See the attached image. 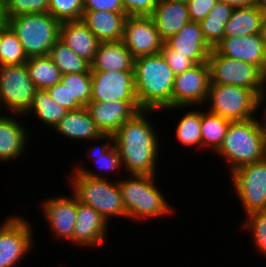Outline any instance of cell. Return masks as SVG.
Segmentation results:
<instances>
[{
  "label": "cell",
  "instance_id": "1",
  "mask_svg": "<svg viewBox=\"0 0 266 267\" xmlns=\"http://www.w3.org/2000/svg\"><path fill=\"white\" fill-rule=\"evenodd\" d=\"M155 110L138 111L113 135L122 166L130 174L156 175L159 136L147 117ZM147 117H146V115ZM155 129V130H154Z\"/></svg>",
  "mask_w": 266,
  "mask_h": 267
},
{
  "label": "cell",
  "instance_id": "2",
  "mask_svg": "<svg viewBox=\"0 0 266 267\" xmlns=\"http://www.w3.org/2000/svg\"><path fill=\"white\" fill-rule=\"evenodd\" d=\"M134 78L141 110H172L175 75L161 53L135 58Z\"/></svg>",
  "mask_w": 266,
  "mask_h": 267
},
{
  "label": "cell",
  "instance_id": "3",
  "mask_svg": "<svg viewBox=\"0 0 266 267\" xmlns=\"http://www.w3.org/2000/svg\"><path fill=\"white\" fill-rule=\"evenodd\" d=\"M257 118L232 121L222 145L215 153L229 164L230 173L266 158V132L263 122Z\"/></svg>",
  "mask_w": 266,
  "mask_h": 267
},
{
  "label": "cell",
  "instance_id": "4",
  "mask_svg": "<svg viewBox=\"0 0 266 267\" xmlns=\"http://www.w3.org/2000/svg\"><path fill=\"white\" fill-rule=\"evenodd\" d=\"M155 175L130 174L129 179H118L127 218L146 220L173 214L165 196L157 188Z\"/></svg>",
  "mask_w": 266,
  "mask_h": 267
},
{
  "label": "cell",
  "instance_id": "5",
  "mask_svg": "<svg viewBox=\"0 0 266 267\" xmlns=\"http://www.w3.org/2000/svg\"><path fill=\"white\" fill-rule=\"evenodd\" d=\"M73 194L79 202L92 207L109 223L110 218H127L118 181L113 183L107 179L89 178L80 172L71 173Z\"/></svg>",
  "mask_w": 266,
  "mask_h": 267
},
{
  "label": "cell",
  "instance_id": "6",
  "mask_svg": "<svg viewBox=\"0 0 266 267\" xmlns=\"http://www.w3.org/2000/svg\"><path fill=\"white\" fill-rule=\"evenodd\" d=\"M61 22L50 13L24 14L8 18L28 58L48 56L59 39Z\"/></svg>",
  "mask_w": 266,
  "mask_h": 267
},
{
  "label": "cell",
  "instance_id": "7",
  "mask_svg": "<svg viewBox=\"0 0 266 267\" xmlns=\"http://www.w3.org/2000/svg\"><path fill=\"white\" fill-rule=\"evenodd\" d=\"M208 63L212 84L240 86L253 90L261 99L266 94V74L257 66L221 55L215 48Z\"/></svg>",
  "mask_w": 266,
  "mask_h": 267
},
{
  "label": "cell",
  "instance_id": "8",
  "mask_svg": "<svg viewBox=\"0 0 266 267\" xmlns=\"http://www.w3.org/2000/svg\"><path fill=\"white\" fill-rule=\"evenodd\" d=\"M207 102L210 113L230 121H244L255 118L261 98L251 89L210 82Z\"/></svg>",
  "mask_w": 266,
  "mask_h": 267
},
{
  "label": "cell",
  "instance_id": "9",
  "mask_svg": "<svg viewBox=\"0 0 266 267\" xmlns=\"http://www.w3.org/2000/svg\"><path fill=\"white\" fill-rule=\"evenodd\" d=\"M36 91L26 64L0 66V107L3 105L7 108L11 116L13 113L14 116H25L32 106Z\"/></svg>",
  "mask_w": 266,
  "mask_h": 267
},
{
  "label": "cell",
  "instance_id": "10",
  "mask_svg": "<svg viewBox=\"0 0 266 267\" xmlns=\"http://www.w3.org/2000/svg\"><path fill=\"white\" fill-rule=\"evenodd\" d=\"M230 178L241 205L249 215L266 210V158L234 170Z\"/></svg>",
  "mask_w": 266,
  "mask_h": 267
},
{
  "label": "cell",
  "instance_id": "11",
  "mask_svg": "<svg viewBox=\"0 0 266 267\" xmlns=\"http://www.w3.org/2000/svg\"><path fill=\"white\" fill-rule=\"evenodd\" d=\"M33 230L29 220L13 215L0 227V267H16L33 248Z\"/></svg>",
  "mask_w": 266,
  "mask_h": 267
},
{
  "label": "cell",
  "instance_id": "12",
  "mask_svg": "<svg viewBox=\"0 0 266 267\" xmlns=\"http://www.w3.org/2000/svg\"><path fill=\"white\" fill-rule=\"evenodd\" d=\"M211 82L208 62L195 64L192 68L175 76L172 92V108L201 106L207 101Z\"/></svg>",
  "mask_w": 266,
  "mask_h": 267
},
{
  "label": "cell",
  "instance_id": "13",
  "mask_svg": "<svg viewBox=\"0 0 266 267\" xmlns=\"http://www.w3.org/2000/svg\"><path fill=\"white\" fill-rule=\"evenodd\" d=\"M90 102L138 101L134 70L91 71Z\"/></svg>",
  "mask_w": 266,
  "mask_h": 267
},
{
  "label": "cell",
  "instance_id": "14",
  "mask_svg": "<svg viewBox=\"0 0 266 267\" xmlns=\"http://www.w3.org/2000/svg\"><path fill=\"white\" fill-rule=\"evenodd\" d=\"M122 42L134 58L159 54L164 40L150 16H128Z\"/></svg>",
  "mask_w": 266,
  "mask_h": 267
},
{
  "label": "cell",
  "instance_id": "15",
  "mask_svg": "<svg viewBox=\"0 0 266 267\" xmlns=\"http://www.w3.org/2000/svg\"><path fill=\"white\" fill-rule=\"evenodd\" d=\"M41 204L44 217H46L49 228L52 229L53 236L73 243L75 220L77 218V198L73 194L72 197L60 195L58 197H48Z\"/></svg>",
  "mask_w": 266,
  "mask_h": 267
},
{
  "label": "cell",
  "instance_id": "16",
  "mask_svg": "<svg viewBox=\"0 0 266 267\" xmlns=\"http://www.w3.org/2000/svg\"><path fill=\"white\" fill-rule=\"evenodd\" d=\"M102 134L114 135L122 124L141 111L138 101L89 102L86 106Z\"/></svg>",
  "mask_w": 266,
  "mask_h": 267
},
{
  "label": "cell",
  "instance_id": "17",
  "mask_svg": "<svg viewBox=\"0 0 266 267\" xmlns=\"http://www.w3.org/2000/svg\"><path fill=\"white\" fill-rule=\"evenodd\" d=\"M214 48L221 55L257 66L266 74V51L260 33L224 37Z\"/></svg>",
  "mask_w": 266,
  "mask_h": 267
},
{
  "label": "cell",
  "instance_id": "18",
  "mask_svg": "<svg viewBox=\"0 0 266 267\" xmlns=\"http://www.w3.org/2000/svg\"><path fill=\"white\" fill-rule=\"evenodd\" d=\"M76 215L73 244L85 248L105 244L109 223L103 216L92 207L79 202L78 199Z\"/></svg>",
  "mask_w": 266,
  "mask_h": 267
},
{
  "label": "cell",
  "instance_id": "19",
  "mask_svg": "<svg viewBox=\"0 0 266 267\" xmlns=\"http://www.w3.org/2000/svg\"><path fill=\"white\" fill-rule=\"evenodd\" d=\"M178 54L186 55L195 64L208 62L212 47L205 40L199 22H188L177 34L164 42Z\"/></svg>",
  "mask_w": 266,
  "mask_h": 267
},
{
  "label": "cell",
  "instance_id": "20",
  "mask_svg": "<svg viewBox=\"0 0 266 267\" xmlns=\"http://www.w3.org/2000/svg\"><path fill=\"white\" fill-rule=\"evenodd\" d=\"M59 40L90 64L100 43L82 20L61 22Z\"/></svg>",
  "mask_w": 266,
  "mask_h": 267
},
{
  "label": "cell",
  "instance_id": "21",
  "mask_svg": "<svg viewBox=\"0 0 266 267\" xmlns=\"http://www.w3.org/2000/svg\"><path fill=\"white\" fill-rule=\"evenodd\" d=\"M127 17L125 12L84 10L82 21L100 42L121 41Z\"/></svg>",
  "mask_w": 266,
  "mask_h": 267
},
{
  "label": "cell",
  "instance_id": "22",
  "mask_svg": "<svg viewBox=\"0 0 266 267\" xmlns=\"http://www.w3.org/2000/svg\"><path fill=\"white\" fill-rule=\"evenodd\" d=\"M150 17L164 41L177 34L191 21L187 4L170 0H158Z\"/></svg>",
  "mask_w": 266,
  "mask_h": 267
},
{
  "label": "cell",
  "instance_id": "23",
  "mask_svg": "<svg viewBox=\"0 0 266 267\" xmlns=\"http://www.w3.org/2000/svg\"><path fill=\"white\" fill-rule=\"evenodd\" d=\"M106 143H104L103 141ZM101 141L102 144L100 143V146L95 145L90 147L87 150V156L88 158L90 157L91 161L94 162V164L99 167V170L105 171V177L100 175L99 173H95L93 170L90 171L86 169L85 167L78 166L75 169H73V172H80L82 175H85L89 178H97V179H107L106 178V172H115L118 174L119 169L123 168L121 167L122 161H121V156L118 152V149L116 145L114 144V137L112 134H103L101 136ZM104 143V144H103ZM98 169V168H97Z\"/></svg>",
  "mask_w": 266,
  "mask_h": 267
},
{
  "label": "cell",
  "instance_id": "24",
  "mask_svg": "<svg viewBox=\"0 0 266 267\" xmlns=\"http://www.w3.org/2000/svg\"><path fill=\"white\" fill-rule=\"evenodd\" d=\"M61 135L83 141L86 139L93 142L101 140L102 132L98 129L86 107L70 110L65 117L53 128Z\"/></svg>",
  "mask_w": 266,
  "mask_h": 267
},
{
  "label": "cell",
  "instance_id": "25",
  "mask_svg": "<svg viewBox=\"0 0 266 267\" xmlns=\"http://www.w3.org/2000/svg\"><path fill=\"white\" fill-rule=\"evenodd\" d=\"M18 120L0 114V162L18 159L28 146L27 130Z\"/></svg>",
  "mask_w": 266,
  "mask_h": 267
},
{
  "label": "cell",
  "instance_id": "26",
  "mask_svg": "<svg viewBox=\"0 0 266 267\" xmlns=\"http://www.w3.org/2000/svg\"><path fill=\"white\" fill-rule=\"evenodd\" d=\"M135 58L121 41L100 42L91 71L134 70Z\"/></svg>",
  "mask_w": 266,
  "mask_h": 267
},
{
  "label": "cell",
  "instance_id": "27",
  "mask_svg": "<svg viewBox=\"0 0 266 267\" xmlns=\"http://www.w3.org/2000/svg\"><path fill=\"white\" fill-rule=\"evenodd\" d=\"M264 13L257 6L234 8L225 24L224 37L257 34L261 31Z\"/></svg>",
  "mask_w": 266,
  "mask_h": 267
},
{
  "label": "cell",
  "instance_id": "28",
  "mask_svg": "<svg viewBox=\"0 0 266 267\" xmlns=\"http://www.w3.org/2000/svg\"><path fill=\"white\" fill-rule=\"evenodd\" d=\"M25 64L37 90H47L62 78L59 68L49 56L30 57Z\"/></svg>",
  "mask_w": 266,
  "mask_h": 267
},
{
  "label": "cell",
  "instance_id": "29",
  "mask_svg": "<svg viewBox=\"0 0 266 267\" xmlns=\"http://www.w3.org/2000/svg\"><path fill=\"white\" fill-rule=\"evenodd\" d=\"M60 82L69 92V111L86 107L91 101V72L65 74Z\"/></svg>",
  "mask_w": 266,
  "mask_h": 267
},
{
  "label": "cell",
  "instance_id": "30",
  "mask_svg": "<svg viewBox=\"0 0 266 267\" xmlns=\"http://www.w3.org/2000/svg\"><path fill=\"white\" fill-rule=\"evenodd\" d=\"M232 121L219 115L201 110V147L216 152L222 145Z\"/></svg>",
  "mask_w": 266,
  "mask_h": 267
},
{
  "label": "cell",
  "instance_id": "31",
  "mask_svg": "<svg viewBox=\"0 0 266 267\" xmlns=\"http://www.w3.org/2000/svg\"><path fill=\"white\" fill-rule=\"evenodd\" d=\"M34 112V113H33ZM67 109L57 104L47 90H37L34 101L26 115L33 113L38 117V121L44 122L49 127L54 128L66 115Z\"/></svg>",
  "mask_w": 266,
  "mask_h": 267
},
{
  "label": "cell",
  "instance_id": "32",
  "mask_svg": "<svg viewBox=\"0 0 266 267\" xmlns=\"http://www.w3.org/2000/svg\"><path fill=\"white\" fill-rule=\"evenodd\" d=\"M59 68L62 75L70 73L91 72V64L78 56L69 46L59 39L55 42L48 55Z\"/></svg>",
  "mask_w": 266,
  "mask_h": 267
},
{
  "label": "cell",
  "instance_id": "33",
  "mask_svg": "<svg viewBox=\"0 0 266 267\" xmlns=\"http://www.w3.org/2000/svg\"><path fill=\"white\" fill-rule=\"evenodd\" d=\"M28 60L22 44L9 25L2 27L0 66L21 65Z\"/></svg>",
  "mask_w": 266,
  "mask_h": 267
},
{
  "label": "cell",
  "instance_id": "34",
  "mask_svg": "<svg viewBox=\"0 0 266 267\" xmlns=\"http://www.w3.org/2000/svg\"><path fill=\"white\" fill-rule=\"evenodd\" d=\"M176 125V138L183 146H201V111L191 110L179 119Z\"/></svg>",
  "mask_w": 266,
  "mask_h": 267
},
{
  "label": "cell",
  "instance_id": "35",
  "mask_svg": "<svg viewBox=\"0 0 266 267\" xmlns=\"http://www.w3.org/2000/svg\"><path fill=\"white\" fill-rule=\"evenodd\" d=\"M83 0H48V13L60 22L82 20Z\"/></svg>",
  "mask_w": 266,
  "mask_h": 267
},
{
  "label": "cell",
  "instance_id": "36",
  "mask_svg": "<svg viewBox=\"0 0 266 267\" xmlns=\"http://www.w3.org/2000/svg\"><path fill=\"white\" fill-rule=\"evenodd\" d=\"M245 217L246 221L242 222L241 230L251 231L256 252L258 250L266 256V210L254 212Z\"/></svg>",
  "mask_w": 266,
  "mask_h": 267
},
{
  "label": "cell",
  "instance_id": "37",
  "mask_svg": "<svg viewBox=\"0 0 266 267\" xmlns=\"http://www.w3.org/2000/svg\"><path fill=\"white\" fill-rule=\"evenodd\" d=\"M7 18L24 14L48 13V0H5Z\"/></svg>",
  "mask_w": 266,
  "mask_h": 267
},
{
  "label": "cell",
  "instance_id": "38",
  "mask_svg": "<svg viewBox=\"0 0 266 267\" xmlns=\"http://www.w3.org/2000/svg\"><path fill=\"white\" fill-rule=\"evenodd\" d=\"M160 53L163 55L175 76L195 65V63L186 55L178 54L175 50L170 49L165 43Z\"/></svg>",
  "mask_w": 266,
  "mask_h": 267
},
{
  "label": "cell",
  "instance_id": "39",
  "mask_svg": "<svg viewBox=\"0 0 266 267\" xmlns=\"http://www.w3.org/2000/svg\"><path fill=\"white\" fill-rule=\"evenodd\" d=\"M199 24L205 40L212 48L224 38L225 24L223 21L204 18Z\"/></svg>",
  "mask_w": 266,
  "mask_h": 267
},
{
  "label": "cell",
  "instance_id": "40",
  "mask_svg": "<svg viewBox=\"0 0 266 267\" xmlns=\"http://www.w3.org/2000/svg\"><path fill=\"white\" fill-rule=\"evenodd\" d=\"M158 0H122L128 16H151Z\"/></svg>",
  "mask_w": 266,
  "mask_h": 267
},
{
  "label": "cell",
  "instance_id": "41",
  "mask_svg": "<svg viewBox=\"0 0 266 267\" xmlns=\"http://www.w3.org/2000/svg\"><path fill=\"white\" fill-rule=\"evenodd\" d=\"M216 2L217 0H189L187 6L190 20L194 22L203 20Z\"/></svg>",
  "mask_w": 266,
  "mask_h": 267
},
{
  "label": "cell",
  "instance_id": "42",
  "mask_svg": "<svg viewBox=\"0 0 266 267\" xmlns=\"http://www.w3.org/2000/svg\"><path fill=\"white\" fill-rule=\"evenodd\" d=\"M84 10L125 12L122 0H83Z\"/></svg>",
  "mask_w": 266,
  "mask_h": 267
},
{
  "label": "cell",
  "instance_id": "43",
  "mask_svg": "<svg viewBox=\"0 0 266 267\" xmlns=\"http://www.w3.org/2000/svg\"><path fill=\"white\" fill-rule=\"evenodd\" d=\"M234 8L222 2H216L205 18L209 20L223 21L224 24L230 19Z\"/></svg>",
  "mask_w": 266,
  "mask_h": 267
},
{
  "label": "cell",
  "instance_id": "44",
  "mask_svg": "<svg viewBox=\"0 0 266 267\" xmlns=\"http://www.w3.org/2000/svg\"><path fill=\"white\" fill-rule=\"evenodd\" d=\"M47 91L50 93L51 98L59 105L69 111V92L61 82L56 83L49 87Z\"/></svg>",
  "mask_w": 266,
  "mask_h": 267
},
{
  "label": "cell",
  "instance_id": "45",
  "mask_svg": "<svg viewBox=\"0 0 266 267\" xmlns=\"http://www.w3.org/2000/svg\"><path fill=\"white\" fill-rule=\"evenodd\" d=\"M217 1L228 4L233 8L254 6L253 0H217Z\"/></svg>",
  "mask_w": 266,
  "mask_h": 267
},
{
  "label": "cell",
  "instance_id": "46",
  "mask_svg": "<svg viewBox=\"0 0 266 267\" xmlns=\"http://www.w3.org/2000/svg\"><path fill=\"white\" fill-rule=\"evenodd\" d=\"M7 25H8V18L6 14L5 1L0 0V27H4Z\"/></svg>",
  "mask_w": 266,
  "mask_h": 267
},
{
  "label": "cell",
  "instance_id": "47",
  "mask_svg": "<svg viewBox=\"0 0 266 267\" xmlns=\"http://www.w3.org/2000/svg\"><path fill=\"white\" fill-rule=\"evenodd\" d=\"M260 35L266 51V14L263 15Z\"/></svg>",
  "mask_w": 266,
  "mask_h": 267
},
{
  "label": "cell",
  "instance_id": "48",
  "mask_svg": "<svg viewBox=\"0 0 266 267\" xmlns=\"http://www.w3.org/2000/svg\"><path fill=\"white\" fill-rule=\"evenodd\" d=\"M254 5L257 6L264 14H266V0H253Z\"/></svg>",
  "mask_w": 266,
  "mask_h": 267
},
{
  "label": "cell",
  "instance_id": "49",
  "mask_svg": "<svg viewBox=\"0 0 266 267\" xmlns=\"http://www.w3.org/2000/svg\"><path fill=\"white\" fill-rule=\"evenodd\" d=\"M263 116H262V121L264 124L265 132H266V107L264 108Z\"/></svg>",
  "mask_w": 266,
  "mask_h": 267
},
{
  "label": "cell",
  "instance_id": "50",
  "mask_svg": "<svg viewBox=\"0 0 266 267\" xmlns=\"http://www.w3.org/2000/svg\"><path fill=\"white\" fill-rule=\"evenodd\" d=\"M265 102H266V94H265L264 97L261 99L260 106H262L263 103H264V105H265ZM265 107H266V106H265Z\"/></svg>",
  "mask_w": 266,
  "mask_h": 267
},
{
  "label": "cell",
  "instance_id": "51",
  "mask_svg": "<svg viewBox=\"0 0 266 267\" xmlns=\"http://www.w3.org/2000/svg\"><path fill=\"white\" fill-rule=\"evenodd\" d=\"M170 1H177V2H182V3H186L189 1V0H170Z\"/></svg>",
  "mask_w": 266,
  "mask_h": 267
},
{
  "label": "cell",
  "instance_id": "52",
  "mask_svg": "<svg viewBox=\"0 0 266 267\" xmlns=\"http://www.w3.org/2000/svg\"><path fill=\"white\" fill-rule=\"evenodd\" d=\"M2 27H0V41H1Z\"/></svg>",
  "mask_w": 266,
  "mask_h": 267
}]
</instances>
